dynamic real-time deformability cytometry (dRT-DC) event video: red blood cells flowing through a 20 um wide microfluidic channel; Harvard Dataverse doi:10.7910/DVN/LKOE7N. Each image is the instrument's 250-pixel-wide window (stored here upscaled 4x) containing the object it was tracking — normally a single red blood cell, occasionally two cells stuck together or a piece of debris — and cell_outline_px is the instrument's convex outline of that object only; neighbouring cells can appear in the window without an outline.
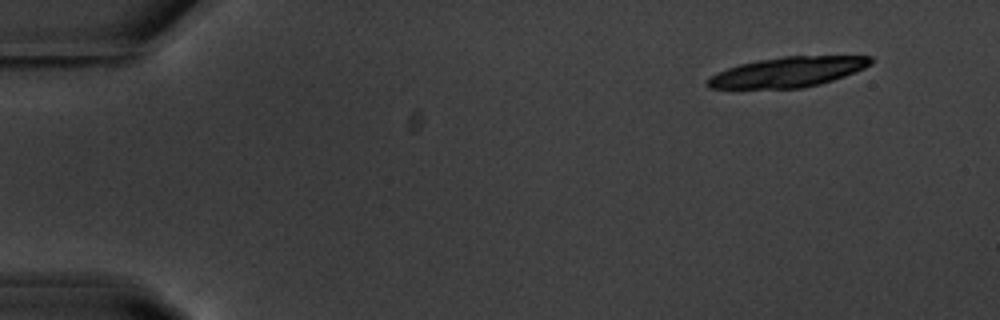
{"species": "common noctule bat (a hibernating species)", "species_latin": "Nyctalus noctula", "temperature_condition": "warm", "stored_images_in_passage": 17, "camera_frame_rate_fps": 3000, "um_per_image_px": 0.085, "animal": {"sex": "male", "body_mass_g": 20.1, "forearm_length_mm": 53.5}, "frame": {"image": 1, "passage_image": 1, "time_ms": 0.0, "image_size_px": [1000, 320], "cell_outline_px": [[872, 64], [864, 68], [844, 76], [820, 84], [804, 88], [708, 88], [704, 84], [704, 80], [716, 72], [740, 64], [756, 60], [784, 56], [872, 56]], "centroid_in_image_um": [66.92, 6.12], "position_along_channel_um": 18.1, "area_um2": 28.67}}